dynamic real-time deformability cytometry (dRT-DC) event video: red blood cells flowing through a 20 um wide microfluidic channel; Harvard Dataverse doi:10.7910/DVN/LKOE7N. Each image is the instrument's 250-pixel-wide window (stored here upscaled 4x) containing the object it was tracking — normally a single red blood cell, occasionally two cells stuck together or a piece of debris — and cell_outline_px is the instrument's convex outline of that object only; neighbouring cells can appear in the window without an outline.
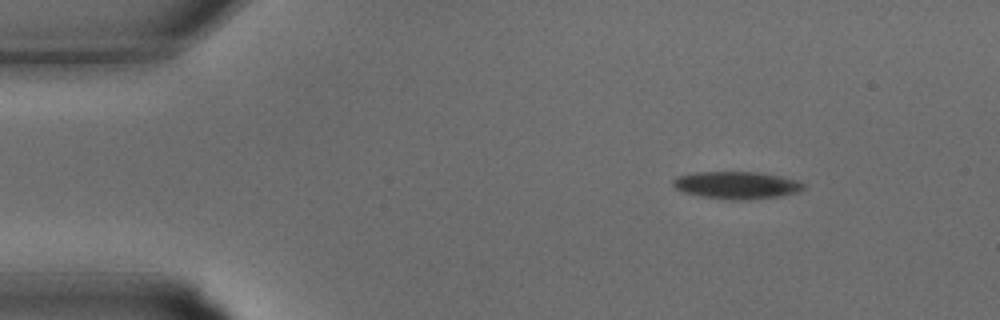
{"species": "common noctule bat (a hibernating species)", "species_latin": "Nyctalus noctula", "temperature_condition": "warm", "stored_images_in_passage": 29, "camera_frame_rate_fps": 3000, "um_per_image_px": 0.085, "animal": {"sex": "male", "body_mass_g": 15.6}, "frame": {"image": 1, "passage_image": 1, "time_ms": 0.0, "image_size_px": [1000, 320], "cell_outline_px": [[804, 188], [796, 192], [780, 196], [748, 200], [736, 200], [700, 196], [684, 192], [676, 188], [672, 184], [672, 180], [676, 176], [696, 172], [760, 172], [800, 180], [804, 184]], "centroid_in_image_um": [62.62, 15.73], "position_along_channel_um": 22.4, "area_um2": 20.87}}
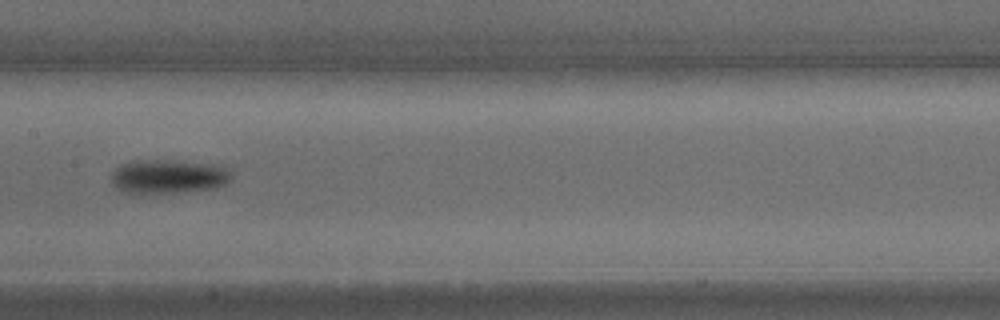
{"frame": {"image": 2, "passage_image": 13, "time_ms": 4.0, "image_size_px": [1000, 320], "cell_outline_px": [[232, 180], [224, 184], [212, 188], [172, 192], [128, 192], [120, 188], [112, 180], [112, 172], [120, 164], [132, 160], [176, 160], [216, 164], [232, 168]], "centroid_in_image_um": [14.4, 14.95], "position_along_channel_um": 193.0, "area_um2": 23.58}}
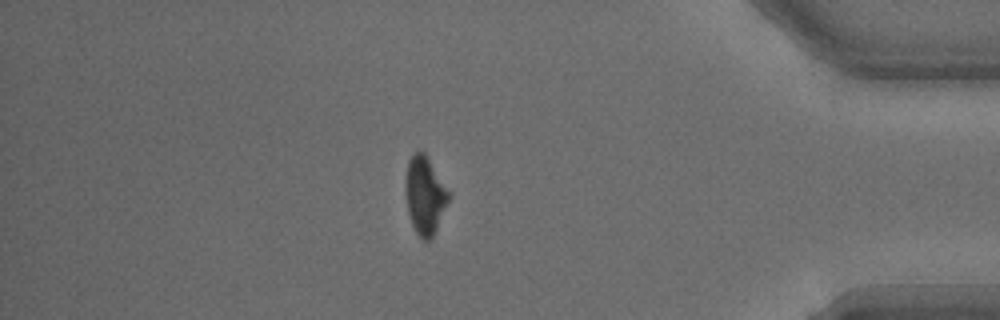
{"frame": {"image": 3, "passage_image": 25, "time_ms": 8.0, "image_size_px": [1000, 320], "cell_outline_px": [[448, 200], [436, 228], [432, 236], [428, 240], [424, 240], [416, 232], [412, 224], [408, 212], [404, 192], [404, 180], [408, 160], [416, 152], [424, 152], [448, 192]], "centroid_in_image_um": [36.04, 16.59], "position_along_channel_um": 399.2, "area_um2": 18.9}}